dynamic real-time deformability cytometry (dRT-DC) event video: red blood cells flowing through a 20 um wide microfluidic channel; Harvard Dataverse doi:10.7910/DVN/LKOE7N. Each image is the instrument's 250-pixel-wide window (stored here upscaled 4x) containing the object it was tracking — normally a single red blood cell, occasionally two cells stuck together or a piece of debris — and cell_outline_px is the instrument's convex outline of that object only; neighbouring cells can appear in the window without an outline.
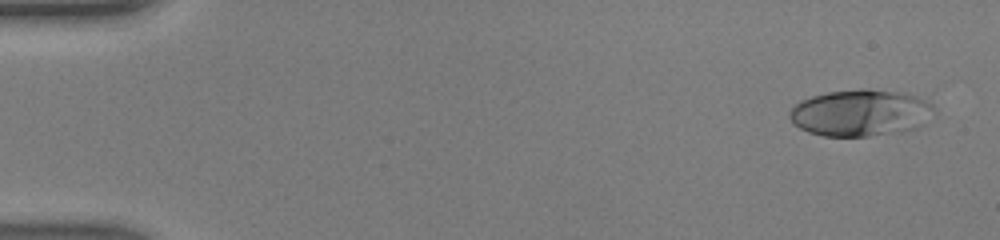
{"species": "human", "species_latin": "Homo sapiens", "temperature_condition": "warm", "stored_images_in_passage": 46, "camera_frame_rate_fps": 3000, "um_per_image_px": 0.085, "donor": {"sex": "male"}, "frame": {"image": 1, "passage_image": 2, "time_ms": 0.333, "image_size_px": [1000, 240], "cell_outline_px": [[936, 112], [924, 124], [916, 128], [900, 132], [868, 136], [824, 136], [808, 132], [800, 128], [788, 116], [788, 112], [800, 100], [812, 96], [828, 92], [860, 88], [868, 88], [904, 92], [916, 96], [932, 104], [936, 108]], "centroid_in_image_um": [73.18, 9.58], "position_along_channel_um": 11.8, "area_um2": 39.71}}
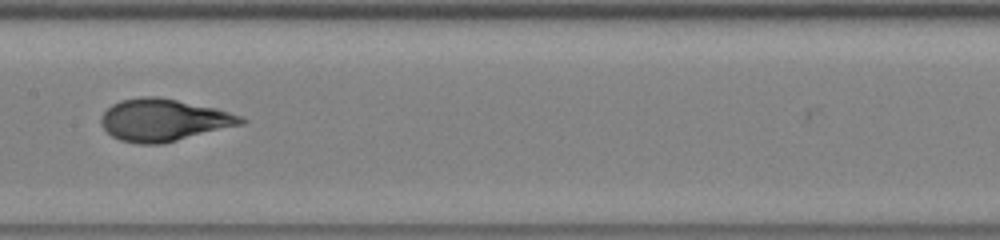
{"frame": {"image": 2, "passage_image": 24, "time_ms": 7.667, "image_size_px": [1000, 240], "cell_outline_px": [[248, 120], [244, 124], [164, 144], [136, 144], [120, 140], [112, 136], [100, 124], [100, 116], [112, 104], [120, 100], [140, 96], [160, 96], [216, 108], [244, 116]], "centroid_in_image_um": [13.94, 10.2], "position_along_channel_um": 193.5, "area_um2": 34.97}}
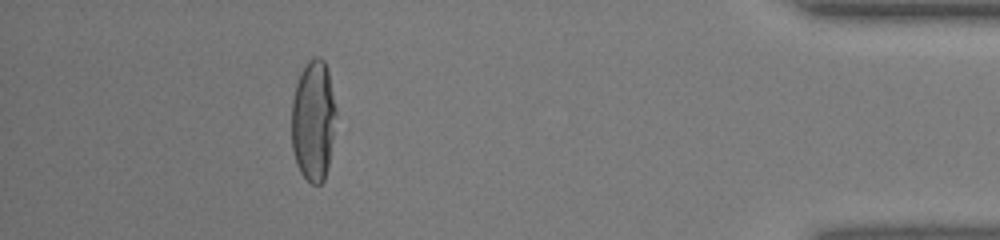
{"frame": {"image": 3, "passage_image": 42, "time_ms": 13.667, "image_size_px": [1000, 240], "cell_outline_px": [[336, 116], [328, 168], [324, 180], [320, 184], [312, 184], [300, 172], [296, 164], [292, 148], [292, 100], [296, 84], [300, 72], [308, 60], [312, 56], [320, 56], [324, 60], [328, 68], [336, 108]], "centroid_in_image_um": [26.63, 10.21], "position_along_channel_um": 408.6, "area_um2": 31.67}, "authors_computed_cell_mechanics": {"area_um2": 33.6107, "velocity_mm_per_s": 4.4133, "shape_relaxation_time_tau1_ms": 4.7247, "shape_relaxation_time_tau2_ms": null, "deformation_change_tau1": 0.2807, "deformation_change_tau2": null}}